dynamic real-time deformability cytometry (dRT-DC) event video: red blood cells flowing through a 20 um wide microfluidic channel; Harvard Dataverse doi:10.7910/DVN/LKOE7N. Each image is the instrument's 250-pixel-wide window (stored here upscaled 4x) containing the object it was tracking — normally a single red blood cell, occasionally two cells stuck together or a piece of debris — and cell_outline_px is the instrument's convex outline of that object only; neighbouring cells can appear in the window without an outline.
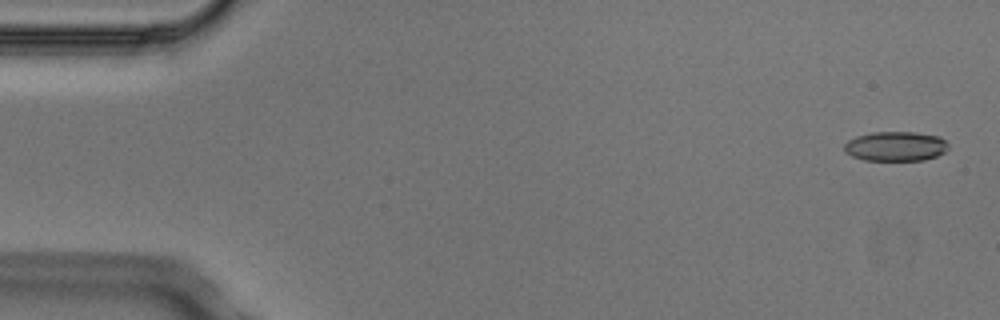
{"species": "Egyptian fruit bat (a non-hibernating species)", "species_latin": "Rousettus aegyptiacus", "temperature_condition": "cold", "stored_images_in_passage": 5, "camera_frame_rate_fps": 3000, "um_per_image_px": 0.085, "animal": {"sex": "male"}, "frame": {"image": 1, "passage_image": 1, "time_ms": 0.0, "image_size_px": [1000, 320], "cell_outline_px": [[948, 148], [944, 152], [936, 156], [924, 160], [864, 160], [852, 156], [844, 152], [844, 144], [848, 140], [856, 136], [872, 132], [916, 132], [940, 136], [948, 144]], "centroid_in_image_um": [76.12, 12.43], "position_along_channel_um": 8.9, "area_um2": 18.03}}
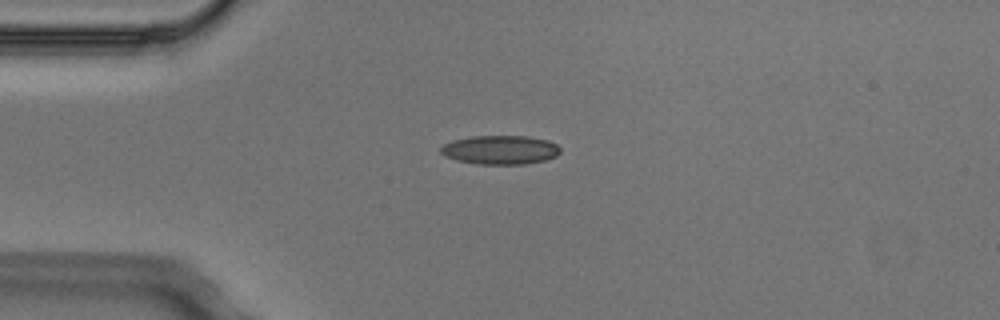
{"frame": {"image": 2, "passage_image": 4, "time_ms": 1.0, "image_size_px": [1000, 320], "cell_outline_px": [[560, 152], [556, 156], [544, 160], [524, 164], [476, 164], [456, 160], [444, 156], [440, 152], [440, 148], [444, 144], [452, 140], [472, 136], [528, 136], [548, 140], [556, 144], [560, 148]], "centroid_in_image_um": [42.5, 12.73], "position_along_channel_um": 42.5, "area_um2": 20.23}}
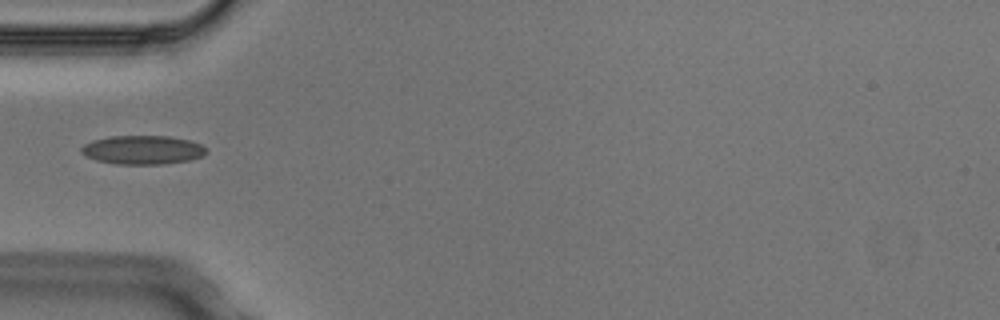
{"frame": {"image": 3, "passage_image": 5, "time_ms": 1.333, "image_size_px": [1000, 320], "cell_outline_px": [[208, 152], [204, 156], [188, 160], [164, 164], [116, 164], [96, 160], [80, 152], [80, 148], [84, 144], [92, 140], [112, 136], [168, 136], [192, 140], [208, 148]], "centroid_in_image_um": [12.17, 12.73], "position_along_channel_um": 72.8, "area_um2": 21.15}}